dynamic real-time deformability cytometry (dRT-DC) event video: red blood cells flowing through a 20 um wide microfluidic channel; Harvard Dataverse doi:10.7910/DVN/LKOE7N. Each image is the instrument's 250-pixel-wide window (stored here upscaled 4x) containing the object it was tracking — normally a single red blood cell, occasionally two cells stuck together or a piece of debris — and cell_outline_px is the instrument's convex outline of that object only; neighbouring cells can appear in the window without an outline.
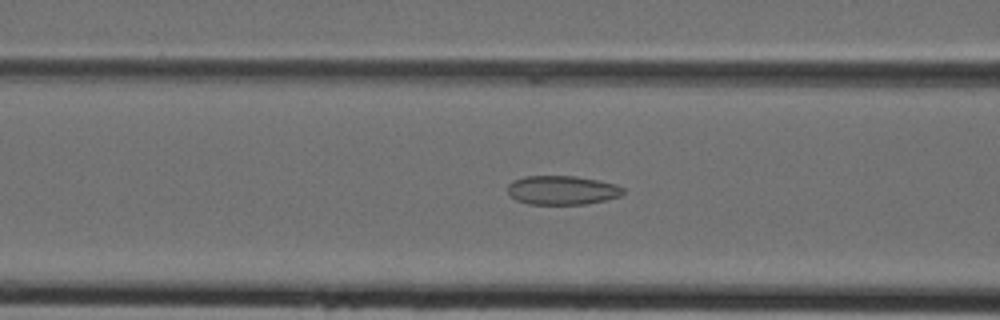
{"species": "Egyptian fruit bat (a non-hibernating species)", "species_latin": "Rousettus aegyptiacus", "temperature_condition": "cold", "stored_images_in_passage": 36, "camera_frame_rate_fps": 3000, "um_per_image_px": 0.085, "animal": {"sex": "female"}, "frame": {"image": 1, "passage_image": 11, "time_ms": 3.333, "image_size_px": [1000, 320], "cell_outline_px": [[624, 192], [620, 196], [604, 200], [584, 204], [528, 204], [516, 200], [508, 192], [508, 184], [512, 180], [524, 176], [576, 176], [616, 184], [624, 188]], "centroid_in_image_um": [47.76, 16.16], "position_along_channel_um": 118.8, "area_um2": 19.48}}
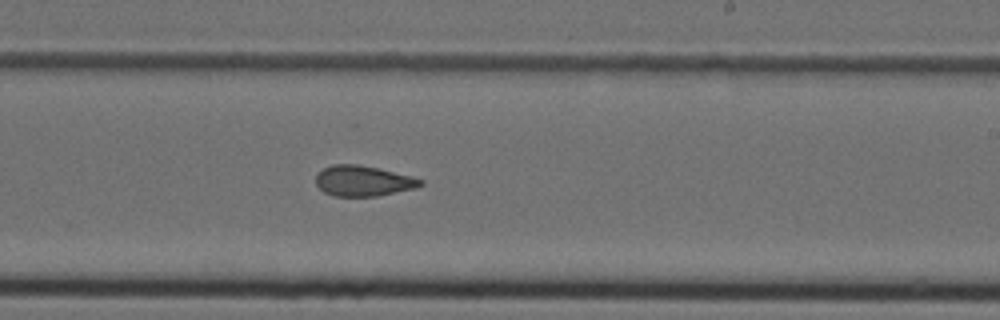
{"frame": {"image": 2, "passage_image": 20, "time_ms": 6.333, "image_size_px": [1000, 320], "cell_outline_px": [[424, 184], [416, 188], [376, 196], [332, 196], [324, 192], [316, 184], [316, 172], [332, 164], [356, 164], [376, 168], [412, 176], [424, 180]], "centroid_in_image_um": [30.85, 15.38], "position_along_channel_um": 258.1, "area_um2": 18.61}}
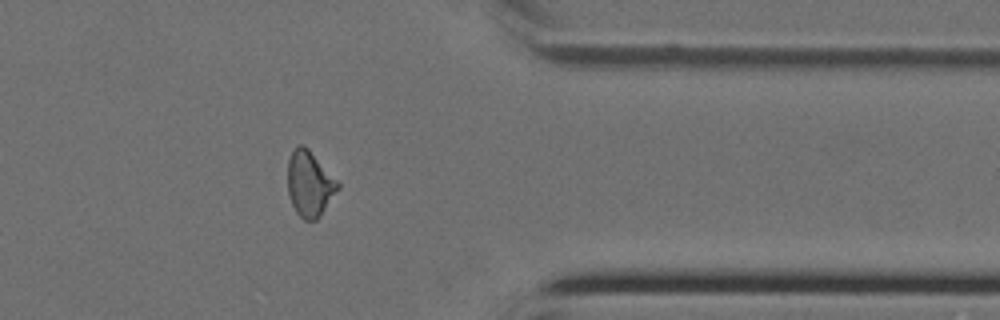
{"frame": {"image": 3, "passage_image": 29, "time_ms": 9.333, "image_size_px": [1000, 320], "cell_outline_px": [[340, 188], [320, 216], [316, 220], [304, 220], [296, 212], [288, 196], [288, 160], [292, 152], [300, 144], [304, 144], [308, 148], [340, 184]], "centroid_in_image_um": [26.32, 15.64], "position_along_channel_um": 385.1, "area_um2": 19.02}}